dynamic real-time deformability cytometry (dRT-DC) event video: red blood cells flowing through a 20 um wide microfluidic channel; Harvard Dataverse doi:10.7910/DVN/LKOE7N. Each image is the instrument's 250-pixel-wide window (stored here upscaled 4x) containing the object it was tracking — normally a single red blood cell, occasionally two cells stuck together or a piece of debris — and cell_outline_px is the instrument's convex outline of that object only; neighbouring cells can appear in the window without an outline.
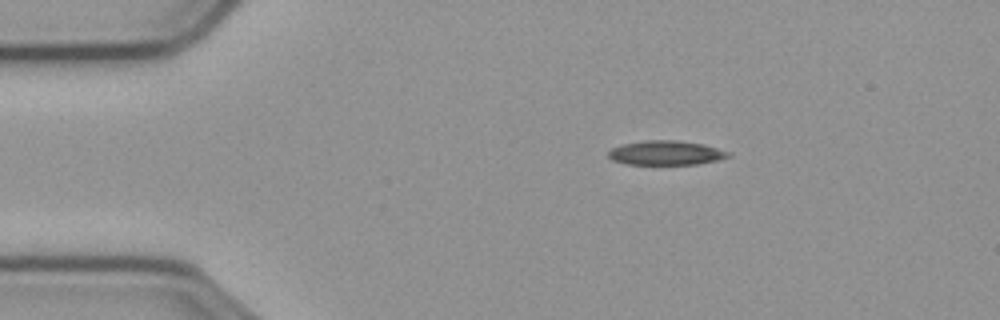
{"species": "common noctule bat (a hibernating species)", "species_latin": "Nyctalus noctula", "temperature_condition": "cold", "stored_images_in_passage": 48, "camera_frame_rate_fps": 3000, "um_per_image_px": 0.085, "animal": {"sex": "male", "body_mass_g": 23.1, "forearm_length_mm": 52.7}, "frame": {"image": 1, "passage_image": 1, "time_ms": 0.0, "image_size_px": [1000, 320], "cell_outline_px": [[732, 156], [716, 160], [696, 164], [624, 164], [612, 160], [608, 156], [608, 152], [612, 148], [624, 144], [644, 140], [680, 140], [704, 144], [728, 152]], "centroid_in_image_um": [56.58, 12.99], "position_along_channel_um": 28.4, "area_um2": 16.94}}
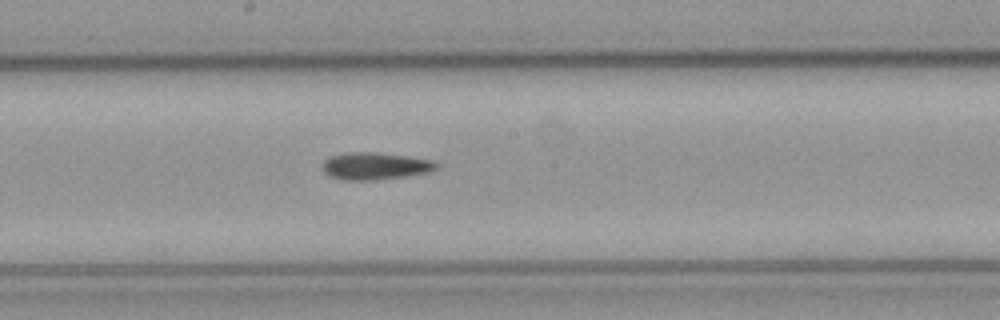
{"frame": {"image": 2, "passage_image": 21, "time_ms": 6.667, "image_size_px": [1000, 320], "cell_outline_px": [[440, 168], [428, 172], [404, 176], [376, 180], [344, 180], [332, 176], [324, 172], [320, 168], [324, 160], [328, 156], [344, 152], [376, 152], [408, 156], [432, 160], [440, 164]], "centroid_in_image_um": [31.87, 14.1], "position_along_channel_um": 216.3, "area_um2": 18.32}}
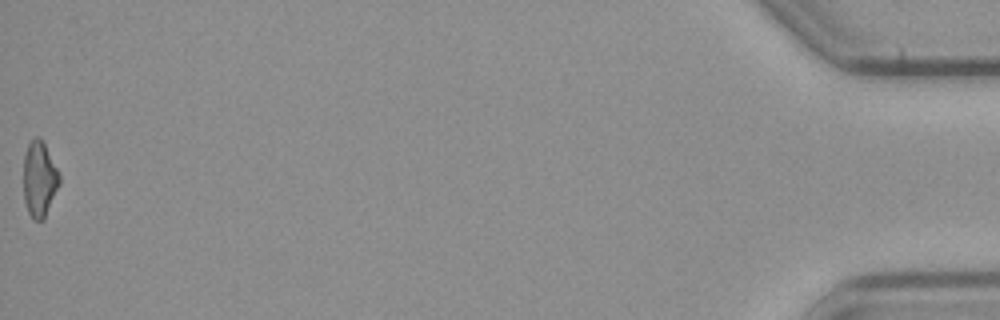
{"frame": {"image": 3, "passage_image": 48, "time_ms": 15.667, "image_size_px": [1000, 320], "cell_outline_px": [[60, 184], [44, 220], [32, 220], [28, 212], [24, 200], [24, 156], [28, 144], [36, 136], [40, 136], [60, 176]], "centroid_in_image_um": [3.34, 15.27], "position_along_channel_um": 431.9, "area_um2": 15.72}}